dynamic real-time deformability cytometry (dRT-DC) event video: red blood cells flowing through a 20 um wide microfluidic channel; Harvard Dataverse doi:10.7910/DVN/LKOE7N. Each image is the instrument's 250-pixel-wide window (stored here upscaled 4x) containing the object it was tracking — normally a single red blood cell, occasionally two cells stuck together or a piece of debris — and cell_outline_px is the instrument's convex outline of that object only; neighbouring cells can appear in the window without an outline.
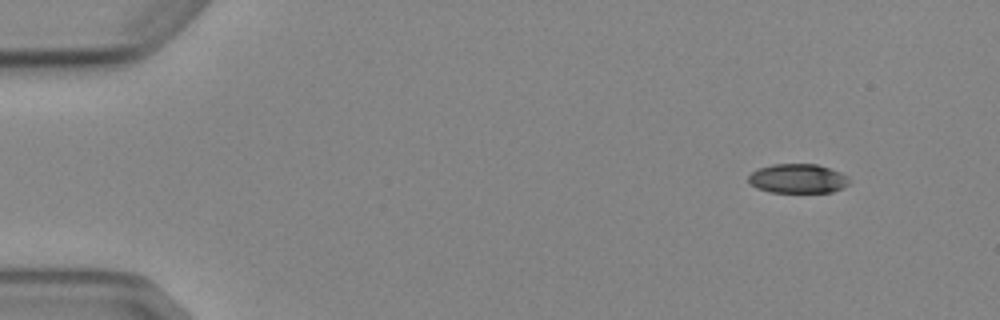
{"species": "Egyptian fruit bat (a non-hibernating species)", "species_latin": "Rousettus aegyptiacus", "temperature_condition": "cold", "stored_images_in_passage": 4, "camera_frame_rate_fps": 3000, "um_per_image_px": 0.085, "animal": {"sex": "female"}, "frame": {"image": 1, "passage_image": 1, "time_ms": 0.0, "image_size_px": [1000, 320], "cell_outline_px": [[848, 184], [844, 188], [832, 192], [768, 192], [756, 188], [748, 180], [748, 176], [752, 172], [760, 168], [772, 164], [816, 164], [840, 172], [848, 176]], "centroid_in_image_um": [67.81, 15.18], "position_along_channel_um": 17.2, "area_um2": 17.17}}
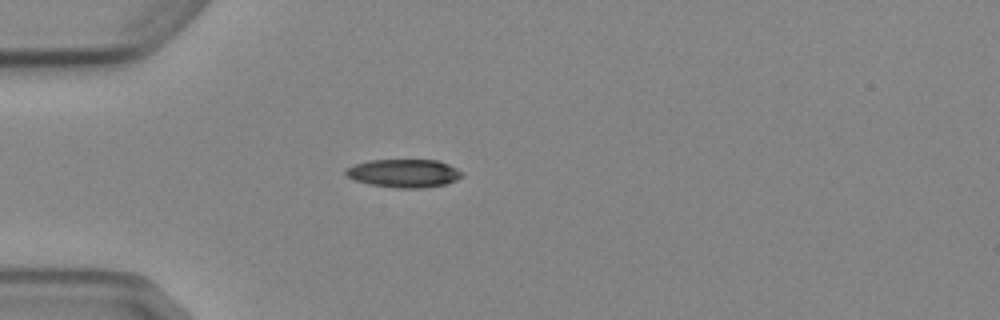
{"frame": {"image": 2, "passage_image": 4, "time_ms": 3.333, "image_size_px": [1000, 320], "cell_outline_px": [[464, 176], [456, 180], [444, 184], [420, 188], [396, 188], [368, 184], [356, 180], [348, 176], [344, 172], [348, 168], [356, 164], [368, 160], [436, 160], [448, 164], [464, 172]], "centroid_in_image_um": [34.36, 14.73], "position_along_channel_um": 50.6, "area_um2": 19.02}}